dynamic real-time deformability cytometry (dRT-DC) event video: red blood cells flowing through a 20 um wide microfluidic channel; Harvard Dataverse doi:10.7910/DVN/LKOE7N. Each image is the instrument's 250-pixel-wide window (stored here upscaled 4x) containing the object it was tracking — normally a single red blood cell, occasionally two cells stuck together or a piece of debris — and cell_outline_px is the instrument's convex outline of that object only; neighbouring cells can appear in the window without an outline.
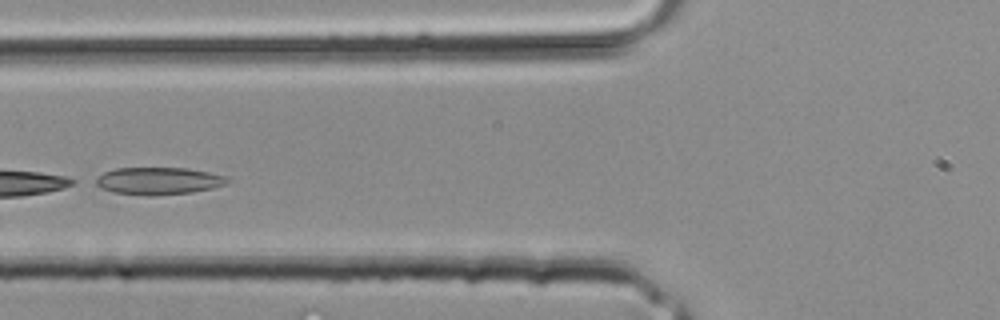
{"species": "common noctule bat (a hibernating species)", "species_latin": "Nyctalus noctula", "temperature_condition": "room temperature", "stored_images_in_passage": 29, "camera_frame_rate_fps": 3000, "um_per_image_px": 0.085, "animal": {"sex": "male", "body_mass_g": 20.4}, "frame": {"image": 1, "passage_image": 9, "time_ms": 2.667, "image_size_px": [1000, 320], "cell_outline_px": [[228, 180], [224, 184], [212, 188], [192, 192], [152, 196], [148, 196], [112, 192], [100, 188], [92, 184], [92, 180], [104, 172], [116, 168], [188, 168], [228, 176]], "centroid_in_image_um": [13.39, 15.38], "position_along_channel_um": 112.4, "area_um2": 21.15}}